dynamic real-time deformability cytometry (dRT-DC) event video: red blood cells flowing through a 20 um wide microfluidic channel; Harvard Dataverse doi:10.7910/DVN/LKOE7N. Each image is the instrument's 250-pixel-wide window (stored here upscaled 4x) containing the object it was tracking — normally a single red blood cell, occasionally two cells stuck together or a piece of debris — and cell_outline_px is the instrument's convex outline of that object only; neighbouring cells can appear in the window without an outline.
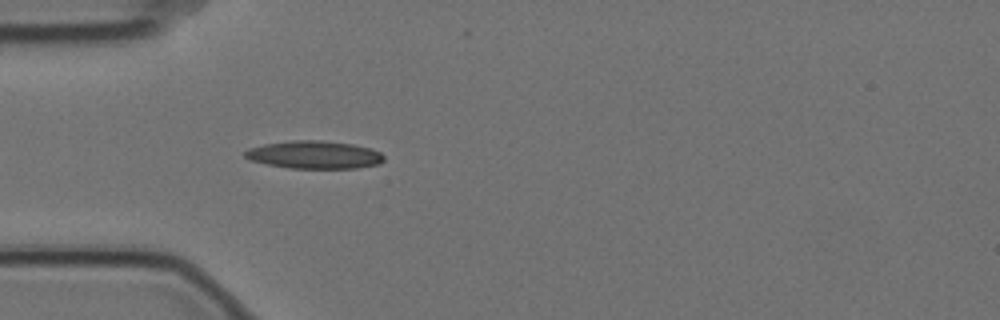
{"species": "Egyptian fruit bat (a non-hibernating species)", "species_latin": "Rousettus aegyptiacus", "temperature_condition": "cold", "stored_images_in_passage": 4, "camera_frame_rate_fps": 3000, "um_per_image_px": 0.085, "animal": {"sex": "female"}, "frame": {"image": 1, "passage_image": 4, "time_ms": 1.0, "image_size_px": [1000, 320], "cell_outline_px": [[384, 160], [380, 164], [356, 168], [288, 168], [268, 164], [252, 160], [244, 156], [244, 152], [248, 148], [264, 144], [292, 140], [320, 140], [352, 144], [372, 148], [380, 152], [384, 156]], "centroid_in_image_um": [26.74, 13.15], "position_along_channel_um": 58.3, "area_um2": 22.54}}